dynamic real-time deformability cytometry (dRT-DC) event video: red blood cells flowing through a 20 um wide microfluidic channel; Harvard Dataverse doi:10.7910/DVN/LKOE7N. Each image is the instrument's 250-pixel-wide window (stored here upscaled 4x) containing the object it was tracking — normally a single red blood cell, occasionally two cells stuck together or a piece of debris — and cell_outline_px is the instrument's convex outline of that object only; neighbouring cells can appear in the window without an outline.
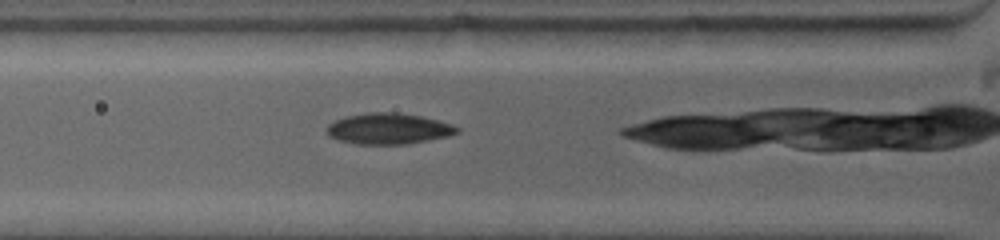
{"species": "common noctule bat (a hibernating species)", "species_latin": "Nyctalus noctula", "temperature_condition": "warm", "stored_images_in_passage": 10, "camera_frame_rate_fps": 5000, "um_per_image_px": 0.085, "animal": {"sex": "female", "body_mass_g": 19.0, "forearm_length_mm": 53.3}, "frame": {"image": 1, "passage_image": 3, "time_ms": 1.0, "image_size_px": [1000, 240], "cell_outline_px": [[460, 132], [448, 136], [404, 144], [356, 144], [336, 140], [328, 136], [324, 132], [324, 128], [328, 124], [336, 120], [348, 116], [368, 112], [396, 112], [420, 116], [452, 124], [460, 128]], "centroid_in_image_um": [32.96, 10.94], "position_along_channel_um": 92.8, "area_um2": 23.58}}